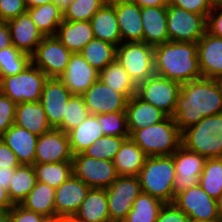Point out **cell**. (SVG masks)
<instances>
[{
    "instance_id": "cell-1",
    "label": "cell",
    "mask_w": 222,
    "mask_h": 222,
    "mask_svg": "<svg viewBox=\"0 0 222 222\" xmlns=\"http://www.w3.org/2000/svg\"><path fill=\"white\" fill-rule=\"evenodd\" d=\"M222 113V95L215 79L201 77L181 84L173 118L181 132L202 118Z\"/></svg>"
},
{
    "instance_id": "cell-2",
    "label": "cell",
    "mask_w": 222,
    "mask_h": 222,
    "mask_svg": "<svg viewBox=\"0 0 222 222\" xmlns=\"http://www.w3.org/2000/svg\"><path fill=\"white\" fill-rule=\"evenodd\" d=\"M154 72L180 84L201 78L197 43L168 41L155 46Z\"/></svg>"
},
{
    "instance_id": "cell-3",
    "label": "cell",
    "mask_w": 222,
    "mask_h": 222,
    "mask_svg": "<svg viewBox=\"0 0 222 222\" xmlns=\"http://www.w3.org/2000/svg\"><path fill=\"white\" fill-rule=\"evenodd\" d=\"M130 138L147 157L172 155L180 146L182 132L173 117L140 130H128Z\"/></svg>"
},
{
    "instance_id": "cell-4",
    "label": "cell",
    "mask_w": 222,
    "mask_h": 222,
    "mask_svg": "<svg viewBox=\"0 0 222 222\" xmlns=\"http://www.w3.org/2000/svg\"><path fill=\"white\" fill-rule=\"evenodd\" d=\"M175 167L172 155L146 157L137 177L142 193L149 194L163 203H173Z\"/></svg>"
},
{
    "instance_id": "cell-5",
    "label": "cell",
    "mask_w": 222,
    "mask_h": 222,
    "mask_svg": "<svg viewBox=\"0 0 222 222\" xmlns=\"http://www.w3.org/2000/svg\"><path fill=\"white\" fill-rule=\"evenodd\" d=\"M181 145L208 158H222V113L202 118L182 132Z\"/></svg>"
},
{
    "instance_id": "cell-6",
    "label": "cell",
    "mask_w": 222,
    "mask_h": 222,
    "mask_svg": "<svg viewBox=\"0 0 222 222\" xmlns=\"http://www.w3.org/2000/svg\"><path fill=\"white\" fill-rule=\"evenodd\" d=\"M47 75L32 63L21 73L0 79V92L16 104L41 99Z\"/></svg>"
},
{
    "instance_id": "cell-7",
    "label": "cell",
    "mask_w": 222,
    "mask_h": 222,
    "mask_svg": "<svg viewBox=\"0 0 222 222\" xmlns=\"http://www.w3.org/2000/svg\"><path fill=\"white\" fill-rule=\"evenodd\" d=\"M116 60L137 85L155 74L154 47L144 42H121Z\"/></svg>"
},
{
    "instance_id": "cell-8",
    "label": "cell",
    "mask_w": 222,
    "mask_h": 222,
    "mask_svg": "<svg viewBox=\"0 0 222 222\" xmlns=\"http://www.w3.org/2000/svg\"><path fill=\"white\" fill-rule=\"evenodd\" d=\"M169 41L197 43L206 32L207 18L182 8L167 5Z\"/></svg>"
},
{
    "instance_id": "cell-9",
    "label": "cell",
    "mask_w": 222,
    "mask_h": 222,
    "mask_svg": "<svg viewBox=\"0 0 222 222\" xmlns=\"http://www.w3.org/2000/svg\"><path fill=\"white\" fill-rule=\"evenodd\" d=\"M180 86L179 82L154 74L138 84L136 95L167 116L173 117Z\"/></svg>"
},
{
    "instance_id": "cell-10",
    "label": "cell",
    "mask_w": 222,
    "mask_h": 222,
    "mask_svg": "<svg viewBox=\"0 0 222 222\" xmlns=\"http://www.w3.org/2000/svg\"><path fill=\"white\" fill-rule=\"evenodd\" d=\"M72 171L90 188H107L118 177L113 161L96 159L83 153L72 156Z\"/></svg>"
},
{
    "instance_id": "cell-11",
    "label": "cell",
    "mask_w": 222,
    "mask_h": 222,
    "mask_svg": "<svg viewBox=\"0 0 222 222\" xmlns=\"http://www.w3.org/2000/svg\"><path fill=\"white\" fill-rule=\"evenodd\" d=\"M105 190L111 222H122L142 193L137 176H118Z\"/></svg>"
},
{
    "instance_id": "cell-12",
    "label": "cell",
    "mask_w": 222,
    "mask_h": 222,
    "mask_svg": "<svg viewBox=\"0 0 222 222\" xmlns=\"http://www.w3.org/2000/svg\"><path fill=\"white\" fill-rule=\"evenodd\" d=\"M173 204L186 214L190 221L221 222L217 200L204 192L200 185L177 194Z\"/></svg>"
},
{
    "instance_id": "cell-13",
    "label": "cell",
    "mask_w": 222,
    "mask_h": 222,
    "mask_svg": "<svg viewBox=\"0 0 222 222\" xmlns=\"http://www.w3.org/2000/svg\"><path fill=\"white\" fill-rule=\"evenodd\" d=\"M72 52L56 36H44L31 55L32 64L48 78H59L65 71Z\"/></svg>"
},
{
    "instance_id": "cell-14",
    "label": "cell",
    "mask_w": 222,
    "mask_h": 222,
    "mask_svg": "<svg viewBox=\"0 0 222 222\" xmlns=\"http://www.w3.org/2000/svg\"><path fill=\"white\" fill-rule=\"evenodd\" d=\"M172 156L176 173L173 182V195L175 197L182 191L199 185V177L203 172L206 158L182 145Z\"/></svg>"
},
{
    "instance_id": "cell-15",
    "label": "cell",
    "mask_w": 222,
    "mask_h": 222,
    "mask_svg": "<svg viewBox=\"0 0 222 222\" xmlns=\"http://www.w3.org/2000/svg\"><path fill=\"white\" fill-rule=\"evenodd\" d=\"M90 114L125 112L128 99L110 88L100 79L94 82L82 95Z\"/></svg>"
},
{
    "instance_id": "cell-16",
    "label": "cell",
    "mask_w": 222,
    "mask_h": 222,
    "mask_svg": "<svg viewBox=\"0 0 222 222\" xmlns=\"http://www.w3.org/2000/svg\"><path fill=\"white\" fill-rule=\"evenodd\" d=\"M68 134L52 128L38 136L35 163H58L72 161Z\"/></svg>"
},
{
    "instance_id": "cell-17",
    "label": "cell",
    "mask_w": 222,
    "mask_h": 222,
    "mask_svg": "<svg viewBox=\"0 0 222 222\" xmlns=\"http://www.w3.org/2000/svg\"><path fill=\"white\" fill-rule=\"evenodd\" d=\"M90 187L73 174L55 189L57 218H72L78 212Z\"/></svg>"
},
{
    "instance_id": "cell-18",
    "label": "cell",
    "mask_w": 222,
    "mask_h": 222,
    "mask_svg": "<svg viewBox=\"0 0 222 222\" xmlns=\"http://www.w3.org/2000/svg\"><path fill=\"white\" fill-rule=\"evenodd\" d=\"M73 95L59 78H48L44 84L40 103L51 128L57 129L63 121L66 105Z\"/></svg>"
},
{
    "instance_id": "cell-19",
    "label": "cell",
    "mask_w": 222,
    "mask_h": 222,
    "mask_svg": "<svg viewBox=\"0 0 222 222\" xmlns=\"http://www.w3.org/2000/svg\"><path fill=\"white\" fill-rule=\"evenodd\" d=\"M59 79L72 95L81 96L99 79V71L88 64L80 53H72L65 71Z\"/></svg>"
},
{
    "instance_id": "cell-20",
    "label": "cell",
    "mask_w": 222,
    "mask_h": 222,
    "mask_svg": "<svg viewBox=\"0 0 222 222\" xmlns=\"http://www.w3.org/2000/svg\"><path fill=\"white\" fill-rule=\"evenodd\" d=\"M12 45L24 53L32 55L41 43L44 35L37 29L28 12L9 20Z\"/></svg>"
},
{
    "instance_id": "cell-21",
    "label": "cell",
    "mask_w": 222,
    "mask_h": 222,
    "mask_svg": "<svg viewBox=\"0 0 222 222\" xmlns=\"http://www.w3.org/2000/svg\"><path fill=\"white\" fill-rule=\"evenodd\" d=\"M197 53L202 77L216 79L222 75V38L206 31L197 42Z\"/></svg>"
},
{
    "instance_id": "cell-22",
    "label": "cell",
    "mask_w": 222,
    "mask_h": 222,
    "mask_svg": "<svg viewBox=\"0 0 222 222\" xmlns=\"http://www.w3.org/2000/svg\"><path fill=\"white\" fill-rule=\"evenodd\" d=\"M112 4L115 7L122 42H143L141 8L131 0Z\"/></svg>"
},
{
    "instance_id": "cell-23",
    "label": "cell",
    "mask_w": 222,
    "mask_h": 222,
    "mask_svg": "<svg viewBox=\"0 0 222 222\" xmlns=\"http://www.w3.org/2000/svg\"><path fill=\"white\" fill-rule=\"evenodd\" d=\"M143 42L153 47L169 41L167 6L141 8Z\"/></svg>"
},
{
    "instance_id": "cell-24",
    "label": "cell",
    "mask_w": 222,
    "mask_h": 222,
    "mask_svg": "<svg viewBox=\"0 0 222 222\" xmlns=\"http://www.w3.org/2000/svg\"><path fill=\"white\" fill-rule=\"evenodd\" d=\"M0 138L15 153L20 164L35 163L37 135L13 124Z\"/></svg>"
},
{
    "instance_id": "cell-25",
    "label": "cell",
    "mask_w": 222,
    "mask_h": 222,
    "mask_svg": "<svg viewBox=\"0 0 222 222\" xmlns=\"http://www.w3.org/2000/svg\"><path fill=\"white\" fill-rule=\"evenodd\" d=\"M128 130H140L163 121L167 115L137 95L132 96L126 106Z\"/></svg>"
},
{
    "instance_id": "cell-26",
    "label": "cell",
    "mask_w": 222,
    "mask_h": 222,
    "mask_svg": "<svg viewBox=\"0 0 222 222\" xmlns=\"http://www.w3.org/2000/svg\"><path fill=\"white\" fill-rule=\"evenodd\" d=\"M55 36L72 53H79L94 38L90 21L63 20Z\"/></svg>"
},
{
    "instance_id": "cell-27",
    "label": "cell",
    "mask_w": 222,
    "mask_h": 222,
    "mask_svg": "<svg viewBox=\"0 0 222 222\" xmlns=\"http://www.w3.org/2000/svg\"><path fill=\"white\" fill-rule=\"evenodd\" d=\"M14 124L37 136L52 129L40 101L18 103Z\"/></svg>"
},
{
    "instance_id": "cell-28",
    "label": "cell",
    "mask_w": 222,
    "mask_h": 222,
    "mask_svg": "<svg viewBox=\"0 0 222 222\" xmlns=\"http://www.w3.org/2000/svg\"><path fill=\"white\" fill-rule=\"evenodd\" d=\"M94 38L118 46L122 42L115 7L105 3L90 20Z\"/></svg>"
},
{
    "instance_id": "cell-29",
    "label": "cell",
    "mask_w": 222,
    "mask_h": 222,
    "mask_svg": "<svg viewBox=\"0 0 222 222\" xmlns=\"http://www.w3.org/2000/svg\"><path fill=\"white\" fill-rule=\"evenodd\" d=\"M73 218L77 222H111L105 188H90Z\"/></svg>"
},
{
    "instance_id": "cell-30",
    "label": "cell",
    "mask_w": 222,
    "mask_h": 222,
    "mask_svg": "<svg viewBox=\"0 0 222 222\" xmlns=\"http://www.w3.org/2000/svg\"><path fill=\"white\" fill-rule=\"evenodd\" d=\"M146 157L131 138L125 139L113 160L118 176H137Z\"/></svg>"
},
{
    "instance_id": "cell-31",
    "label": "cell",
    "mask_w": 222,
    "mask_h": 222,
    "mask_svg": "<svg viewBox=\"0 0 222 222\" xmlns=\"http://www.w3.org/2000/svg\"><path fill=\"white\" fill-rule=\"evenodd\" d=\"M20 205L27 210L42 214L49 220L56 219L55 189L46 183L37 182Z\"/></svg>"
},
{
    "instance_id": "cell-32",
    "label": "cell",
    "mask_w": 222,
    "mask_h": 222,
    "mask_svg": "<svg viewBox=\"0 0 222 222\" xmlns=\"http://www.w3.org/2000/svg\"><path fill=\"white\" fill-rule=\"evenodd\" d=\"M72 155L82 153L91 144L104 136L100 123L95 114L89 116L76 128L68 133Z\"/></svg>"
},
{
    "instance_id": "cell-33",
    "label": "cell",
    "mask_w": 222,
    "mask_h": 222,
    "mask_svg": "<svg viewBox=\"0 0 222 222\" xmlns=\"http://www.w3.org/2000/svg\"><path fill=\"white\" fill-rule=\"evenodd\" d=\"M99 79L111 89L122 93L128 100L137 94V84L117 60L99 72Z\"/></svg>"
},
{
    "instance_id": "cell-34",
    "label": "cell",
    "mask_w": 222,
    "mask_h": 222,
    "mask_svg": "<svg viewBox=\"0 0 222 222\" xmlns=\"http://www.w3.org/2000/svg\"><path fill=\"white\" fill-rule=\"evenodd\" d=\"M27 12L44 36H55L64 20L63 11L54 2L27 8Z\"/></svg>"
},
{
    "instance_id": "cell-35",
    "label": "cell",
    "mask_w": 222,
    "mask_h": 222,
    "mask_svg": "<svg viewBox=\"0 0 222 222\" xmlns=\"http://www.w3.org/2000/svg\"><path fill=\"white\" fill-rule=\"evenodd\" d=\"M37 183L33 165L21 164L11 176L8 195L11 202L21 204Z\"/></svg>"
},
{
    "instance_id": "cell-36",
    "label": "cell",
    "mask_w": 222,
    "mask_h": 222,
    "mask_svg": "<svg viewBox=\"0 0 222 222\" xmlns=\"http://www.w3.org/2000/svg\"><path fill=\"white\" fill-rule=\"evenodd\" d=\"M79 53L88 64L100 72L116 60L117 46L93 38Z\"/></svg>"
},
{
    "instance_id": "cell-37",
    "label": "cell",
    "mask_w": 222,
    "mask_h": 222,
    "mask_svg": "<svg viewBox=\"0 0 222 222\" xmlns=\"http://www.w3.org/2000/svg\"><path fill=\"white\" fill-rule=\"evenodd\" d=\"M37 182H43L56 189L72 174V161L58 163H34Z\"/></svg>"
},
{
    "instance_id": "cell-38",
    "label": "cell",
    "mask_w": 222,
    "mask_h": 222,
    "mask_svg": "<svg viewBox=\"0 0 222 222\" xmlns=\"http://www.w3.org/2000/svg\"><path fill=\"white\" fill-rule=\"evenodd\" d=\"M164 203L149 194L141 193L122 222H156Z\"/></svg>"
},
{
    "instance_id": "cell-39",
    "label": "cell",
    "mask_w": 222,
    "mask_h": 222,
    "mask_svg": "<svg viewBox=\"0 0 222 222\" xmlns=\"http://www.w3.org/2000/svg\"><path fill=\"white\" fill-rule=\"evenodd\" d=\"M199 185L210 197L218 199L222 194V158H208L199 177Z\"/></svg>"
},
{
    "instance_id": "cell-40",
    "label": "cell",
    "mask_w": 222,
    "mask_h": 222,
    "mask_svg": "<svg viewBox=\"0 0 222 222\" xmlns=\"http://www.w3.org/2000/svg\"><path fill=\"white\" fill-rule=\"evenodd\" d=\"M31 63V55L13 45L0 49V79L23 72Z\"/></svg>"
},
{
    "instance_id": "cell-41",
    "label": "cell",
    "mask_w": 222,
    "mask_h": 222,
    "mask_svg": "<svg viewBox=\"0 0 222 222\" xmlns=\"http://www.w3.org/2000/svg\"><path fill=\"white\" fill-rule=\"evenodd\" d=\"M89 110L84 103L82 96L73 95L67 105L63 115L62 124L57 128L65 133L78 127L88 116Z\"/></svg>"
},
{
    "instance_id": "cell-42",
    "label": "cell",
    "mask_w": 222,
    "mask_h": 222,
    "mask_svg": "<svg viewBox=\"0 0 222 222\" xmlns=\"http://www.w3.org/2000/svg\"><path fill=\"white\" fill-rule=\"evenodd\" d=\"M125 139L124 137L104 135L82 153L96 159L113 161Z\"/></svg>"
},
{
    "instance_id": "cell-43",
    "label": "cell",
    "mask_w": 222,
    "mask_h": 222,
    "mask_svg": "<svg viewBox=\"0 0 222 222\" xmlns=\"http://www.w3.org/2000/svg\"><path fill=\"white\" fill-rule=\"evenodd\" d=\"M104 4V0H73L63 12L64 20L90 21Z\"/></svg>"
},
{
    "instance_id": "cell-44",
    "label": "cell",
    "mask_w": 222,
    "mask_h": 222,
    "mask_svg": "<svg viewBox=\"0 0 222 222\" xmlns=\"http://www.w3.org/2000/svg\"><path fill=\"white\" fill-rule=\"evenodd\" d=\"M96 118L104 135L130 138L126 112L104 113L96 115Z\"/></svg>"
},
{
    "instance_id": "cell-45",
    "label": "cell",
    "mask_w": 222,
    "mask_h": 222,
    "mask_svg": "<svg viewBox=\"0 0 222 222\" xmlns=\"http://www.w3.org/2000/svg\"><path fill=\"white\" fill-rule=\"evenodd\" d=\"M16 103L0 92V137L15 121Z\"/></svg>"
},
{
    "instance_id": "cell-46",
    "label": "cell",
    "mask_w": 222,
    "mask_h": 222,
    "mask_svg": "<svg viewBox=\"0 0 222 222\" xmlns=\"http://www.w3.org/2000/svg\"><path fill=\"white\" fill-rule=\"evenodd\" d=\"M168 4L189 12L203 14L206 18L214 7L211 0H168Z\"/></svg>"
},
{
    "instance_id": "cell-47",
    "label": "cell",
    "mask_w": 222,
    "mask_h": 222,
    "mask_svg": "<svg viewBox=\"0 0 222 222\" xmlns=\"http://www.w3.org/2000/svg\"><path fill=\"white\" fill-rule=\"evenodd\" d=\"M27 12L24 0H0V21L8 22Z\"/></svg>"
},
{
    "instance_id": "cell-48",
    "label": "cell",
    "mask_w": 222,
    "mask_h": 222,
    "mask_svg": "<svg viewBox=\"0 0 222 222\" xmlns=\"http://www.w3.org/2000/svg\"><path fill=\"white\" fill-rule=\"evenodd\" d=\"M10 222H48L49 219L42 214L25 209L20 204H15L9 211Z\"/></svg>"
},
{
    "instance_id": "cell-49",
    "label": "cell",
    "mask_w": 222,
    "mask_h": 222,
    "mask_svg": "<svg viewBox=\"0 0 222 222\" xmlns=\"http://www.w3.org/2000/svg\"><path fill=\"white\" fill-rule=\"evenodd\" d=\"M156 222H190V218L173 203H164Z\"/></svg>"
},
{
    "instance_id": "cell-50",
    "label": "cell",
    "mask_w": 222,
    "mask_h": 222,
    "mask_svg": "<svg viewBox=\"0 0 222 222\" xmlns=\"http://www.w3.org/2000/svg\"><path fill=\"white\" fill-rule=\"evenodd\" d=\"M206 31L211 35L222 38V5H216L208 13Z\"/></svg>"
},
{
    "instance_id": "cell-51",
    "label": "cell",
    "mask_w": 222,
    "mask_h": 222,
    "mask_svg": "<svg viewBox=\"0 0 222 222\" xmlns=\"http://www.w3.org/2000/svg\"><path fill=\"white\" fill-rule=\"evenodd\" d=\"M20 165L15 153L0 138V168H17Z\"/></svg>"
},
{
    "instance_id": "cell-52",
    "label": "cell",
    "mask_w": 222,
    "mask_h": 222,
    "mask_svg": "<svg viewBox=\"0 0 222 222\" xmlns=\"http://www.w3.org/2000/svg\"><path fill=\"white\" fill-rule=\"evenodd\" d=\"M10 46H12V39L8 23L0 21V49Z\"/></svg>"
},
{
    "instance_id": "cell-53",
    "label": "cell",
    "mask_w": 222,
    "mask_h": 222,
    "mask_svg": "<svg viewBox=\"0 0 222 222\" xmlns=\"http://www.w3.org/2000/svg\"><path fill=\"white\" fill-rule=\"evenodd\" d=\"M14 204L11 202L9 195H8V190L1 187L0 184V210L4 211H10Z\"/></svg>"
},
{
    "instance_id": "cell-54",
    "label": "cell",
    "mask_w": 222,
    "mask_h": 222,
    "mask_svg": "<svg viewBox=\"0 0 222 222\" xmlns=\"http://www.w3.org/2000/svg\"><path fill=\"white\" fill-rule=\"evenodd\" d=\"M16 168H0V184L1 187L8 190L11 176L13 175Z\"/></svg>"
},
{
    "instance_id": "cell-55",
    "label": "cell",
    "mask_w": 222,
    "mask_h": 222,
    "mask_svg": "<svg viewBox=\"0 0 222 222\" xmlns=\"http://www.w3.org/2000/svg\"><path fill=\"white\" fill-rule=\"evenodd\" d=\"M135 4H137L140 8L144 7H160L167 6L168 0H131Z\"/></svg>"
},
{
    "instance_id": "cell-56",
    "label": "cell",
    "mask_w": 222,
    "mask_h": 222,
    "mask_svg": "<svg viewBox=\"0 0 222 222\" xmlns=\"http://www.w3.org/2000/svg\"><path fill=\"white\" fill-rule=\"evenodd\" d=\"M54 0H24V3L27 8H32L42 4L52 3Z\"/></svg>"
},
{
    "instance_id": "cell-57",
    "label": "cell",
    "mask_w": 222,
    "mask_h": 222,
    "mask_svg": "<svg viewBox=\"0 0 222 222\" xmlns=\"http://www.w3.org/2000/svg\"><path fill=\"white\" fill-rule=\"evenodd\" d=\"M73 0H54V3L64 12Z\"/></svg>"
},
{
    "instance_id": "cell-58",
    "label": "cell",
    "mask_w": 222,
    "mask_h": 222,
    "mask_svg": "<svg viewBox=\"0 0 222 222\" xmlns=\"http://www.w3.org/2000/svg\"><path fill=\"white\" fill-rule=\"evenodd\" d=\"M0 222H10L9 211L0 210Z\"/></svg>"
},
{
    "instance_id": "cell-59",
    "label": "cell",
    "mask_w": 222,
    "mask_h": 222,
    "mask_svg": "<svg viewBox=\"0 0 222 222\" xmlns=\"http://www.w3.org/2000/svg\"><path fill=\"white\" fill-rule=\"evenodd\" d=\"M217 206H218V214H219L220 220L222 222V194L217 199Z\"/></svg>"
},
{
    "instance_id": "cell-60",
    "label": "cell",
    "mask_w": 222,
    "mask_h": 222,
    "mask_svg": "<svg viewBox=\"0 0 222 222\" xmlns=\"http://www.w3.org/2000/svg\"><path fill=\"white\" fill-rule=\"evenodd\" d=\"M55 222H77L73 217L72 218H57Z\"/></svg>"
},
{
    "instance_id": "cell-61",
    "label": "cell",
    "mask_w": 222,
    "mask_h": 222,
    "mask_svg": "<svg viewBox=\"0 0 222 222\" xmlns=\"http://www.w3.org/2000/svg\"><path fill=\"white\" fill-rule=\"evenodd\" d=\"M215 80H216V82L219 86V89H220V92H221V95H222V75L218 76Z\"/></svg>"
},
{
    "instance_id": "cell-62",
    "label": "cell",
    "mask_w": 222,
    "mask_h": 222,
    "mask_svg": "<svg viewBox=\"0 0 222 222\" xmlns=\"http://www.w3.org/2000/svg\"><path fill=\"white\" fill-rule=\"evenodd\" d=\"M213 5L216 6V5H222V0H211Z\"/></svg>"
},
{
    "instance_id": "cell-63",
    "label": "cell",
    "mask_w": 222,
    "mask_h": 222,
    "mask_svg": "<svg viewBox=\"0 0 222 222\" xmlns=\"http://www.w3.org/2000/svg\"><path fill=\"white\" fill-rule=\"evenodd\" d=\"M105 3H114V2H117V1H123V0H104Z\"/></svg>"
}]
</instances>
